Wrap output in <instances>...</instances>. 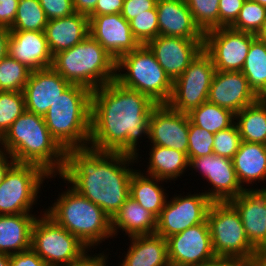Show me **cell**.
I'll list each match as a JSON object with an SVG mask.
<instances>
[{
    "instance_id": "83f0119b",
    "label": "cell",
    "mask_w": 266,
    "mask_h": 266,
    "mask_svg": "<svg viewBox=\"0 0 266 266\" xmlns=\"http://www.w3.org/2000/svg\"><path fill=\"white\" fill-rule=\"evenodd\" d=\"M157 217L129 197L111 219L114 238L121 232L128 237L155 234ZM118 232V233H117Z\"/></svg>"
},
{
    "instance_id": "816d5d0a",
    "label": "cell",
    "mask_w": 266,
    "mask_h": 266,
    "mask_svg": "<svg viewBox=\"0 0 266 266\" xmlns=\"http://www.w3.org/2000/svg\"><path fill=\"white\" fill-rule=\"evenodd\" d=\"M15 163V159L8 152L0 148V185L6 173Z\"/></svg>"
},
{
    "instance_id": "9a60e30c",
    "label": "cell",
    "mask_w": 266,
    "mask_h": 266,
    "mask_svg": "<svg viewBox=\"0 0 266 266\" xmlns=\"http://www.w3.org/2000/svg\"><path fill=\"white\" fill-rule=\"evenodd\" d=\"M167 247L170 266H201L216 258L206 220L168 237Z\"/></svg>"
},
{
    "instance_id": "b9f144b4",
    "label": "cell",
    "mask_w": 266,
    "mask_h": 266,
    "mask_svg": "<svg viewBox=\"0 0 266 266\" xmlns=\"http://www.w3.org/2000/svg\"><path fill=\"white\" fill-rule=\"evenodd\" d=\"M47 20L59 19L73 14V0H39Z\"/></svg>"
},
{
    "instance_id": "ffe728a7",
    "label": "cell",
    "mask_w": 266,
    "mask_h": 266,
    "mask_svg": "<svg viewBox=\"0 0 266 266\" xmlns=\"http://www.w3.org/2000/svg\"><path fill=\"white\" fill-rule=\"evenodd\" d=\"M258 99L241 71L216 70L209 90V102L237 114Z\"/></svg>"
},
{
    "instance_id": "7c38bea8",
    "label": "cell",
    "mask_w": 266,
    "mask_h": 266,
    "mask_svg": "<svg viewBox=\"0 0 266 266\" xmlns=\"http://www.w3.org/2000/svg\"><path fill=\"white\" fill-rule=\"evenodd\" d=\"M256 34L219 27L204 33L203 50L217 71H241Z\"/></svg>"
},
{
    "instance_id": "f6af8a7d",
    "label": "cell",
    "mask_w": 266,
    "mask_h": 266,
    "mask_svg": "<svg viewBox=\"0 0 266 266\" xmlns=\"http://www.w3.org/2000/svg\"><path fill=\"white\" fill-rule=\"evenodd\" d=\"M11 266H50L32 249L12 254L10 258Z\"/></svg>"
},
{
    "instance_id": "e575fe53",
    "label": "cell",
    "mask_w": 266,
    "mask_h": 266,
    "mask_svg": "<svg viewBox=\"0 0 266 266\" xmlns=\"http://www.w3.org/2000/svg\"><path fill=\"white\" fill-rule=\"evenodd\" d=\"M31 70L9 54L0 60V91L23 92Z\"/></svg>"
},
{
    "instance_id": "f907efd6",
    "label": "cell",
    "mask_w": 266,
    "mask_h": 266,
    "mask_svg": "<svg viewBox=\"0 0 266 266\" xmlns=\"http://www.w3.org/2000/svg\"><path fill=\"white\" fill-rule=\"evenodd\" d=\"M98 0H73L74 11L89 17Z\"/></svg>"
},
{
    "instance_id": "cb8c5ba5",
    "label": "cell",
    "mask_w": 266,
    "mask_h": 266,
    "mask_svg": "<svg viewBox=\"0 0 266 266\" xmlns=\"http://www.w3.org/2000/svg\"><path fill=\"white\" fill-rule=\"evenodd\" d=\"M46 40L52 55L70 49L89 35V18L83 14H73L49 20L45 28Z\"/></svg>"
},
{
    "instance_id": "e0dca14e",
    "label": "cell",
    "mask_w": 266,
    "mask_h": 266,
    "mask_svg": "<svg viewBox=\"0 0 266 266\" xmlns=\"http://www.w3.org/2000/svg\"><path fill=\"white\" fill-rule=\"evenodd\" d=\"M189 117L171 109L167 104L156 105L149 120L150 145L163 146L187 154Z\"/></svg>"
},
{
    "instance_id": "ee69618b",
    "label": "cell",
    "mask_w": 266,
    "mask_h": 266,
    "mask_svg": "<svg viewBox=\"0 0 266 266\" xmlns=\"http://www.w3.org/2000/svg\"><path fill=\"white\" fill-rule=\"evenodd\" d=\"M157 0H124L122 17L131 21L141 13H149L156 6Z\"/></svg>"
},
{
    "instance_id": "3957f363",
    "label": "cell",
    "mask_w": 266,
    "mask_h": 266,
    "mask_svg": "<svg viewBox=\"0 0 266 266\" xmlns=\"http://www.w3.org/2000/svg\"><path fill=\"white\" fill-rule=\"evenodd\" d=\"M0 148L16 163L36 164L49 175H60L66 151L51 136L44 116L25 111L0 138Z\"/></svg>"
},
{
    "instance_id": "4316f807",
    "label": "cell",
    "mask_w": 266,
    "mask_h": 266,
    "mask_svg": "<svg viewBox=\"0 0 266 266\" xmlns=\"http://www.w3.org/2000/svg\"><path fill=\"white\" fill-rule=\"evenodd\" d=\"M37 214L0 215V252L17 254L31 248V231Z\"/></svg>"
},
{
    "instance_id": "7402d4cb",
    "label": "cell",
    "mask_w": 266,
    "mask_h": 266,
    "mask_svg": "<svg viewBox=\"0 0 266 266\" xmlns=\"http://www.w3.org/2000/svg\"><path fill=\"white\" fill-rule=\"evenodd\" d=\"M8 54L31 71L52 65L53 55L44 31H10Z\"/></svg>"
},
{
    "instance_id": "ab89813d",
    "label": "cell",
    "mask_w": 266,
    "mask_h": 266,
    "mask_svg": "<svg viewBox=\"0 0 266 266\" xmlns=\"http://www.w3.org/2000/svg\"><path fill=\"white\" fill-rule=\"evenodd\" d=\"M189 144L187 156L191 158L207 156L213 153L214 134L201 129L189 120Z\"/></svg>"
},
{
    "instance_id": "6f0895ef",
    "label": "cell",
    "mask_w": 266,
    "mask_h": 266,
    "mask_svg": "<svg viewBox=\"0 0 266 266\" xmlns=\"http://www.w3.org/2000/svg\"><path fill=\"white\" fill-rule=\"evenodd\" d=\"M259 261L263 264V266H266V255H263Z\"/></svg>"
},
{
    "instance_id": "52a82bcc",
    "label": "cell",
    "mask_w": 266,
    "mask_h": 266,
    "mask_svg": "<svg viewBox=\"0 0 266 266\" xmlns=\"http://www.w3.org/2000/svg\"><path fill=\"white\" fill-rule=\"evenodd\" d=\"M115 80L147 95L157 105L167 104L172 95L173 81L147 45H140L116 61Z\"/></svg>"
},
{
    "instance_id": "5bb4252c",
    "label": "cell",
    "mask_w": 266,
    "mask_h": 266,
    "mask_svg": "<svg viewBox=\"0 0 266 266\" xmlns=\"http://www.w3.org/2000/svg\"><path fill=\"white\" fill-rule=\"evenodd\" d=\"M189 167V170L200 172L212 186L203 192L212 202H229L245 190L238 182L233 160L230 158L212 153L191 158Z\"/></svg>"
},
{
    "instance_id": "7bdbcfd3",
    "label": "cell",
    "mask_w": 266,
    "mask_h": 266,
    "mask_svg": "<svg viewBox=\"0 0 266 266\" xmlns=\"http://www.w3.org/2000/svg\"><path fill=\"white\" fill-rule=\"evenodd\" d=\"M246 0H219V27H230Z\"/></svg>"
},
{
    "instance_id": "6da1fadb",
    "label": "cell",
    "mask_w": 266,
    "mask_h": 266,
    "mask_svg": "<svg viewBox=\"0 0 266 266\" xmlns=\"http://www.w3.org/2000/svg\"><path fill=\"white\" fill-rule=\"evenodd\" d=\"M156 105L147 95L126 88L116 80L98 87L91 95L88 147L124 153L138 159V141L143 136L148 138L149 120Z\"/></svg>"
},
{
    "instance_id": "4fadbf2b",
    "label": "cell",
    "mask_w": 266,
    "mask_h": 266,
    "mask_svg": "<svg viewBox=\"0 0 266 266\" xmlns=\"http://www.w3.org/2000/svg\"><path fill=\"white\" fill-rule=\"evenodd\" d=\"M212 201L202 192L176 195L167 200L157 217V235L168 237L203 223Z\"/></svg>"
},
{
    "instance_id": "d4e9b609",
    "label": "cell",
    "mask_w": 266,
    "mask_h": 266,
    "mask_svg": "<svg viewBox=\"0 0 266 266\" xmlns=\"http://www.w3.org/2000/svg\"><path fill=\"white\" fill-rule=\"evenodd\" d=\"M129 239L130 246L119 266H170L167 239L156 233Z\"/></svg>"
},
{
    "instance_id": "f5cc1de1",
    "label": "cell",
    "mask_w": 266,
    "mask_h": 266,
    "mask_svg": "<svg viewBox=\"0 0 266 266\" xmlns=\"http://www.w3.org/2000/svg\"><path fill=\"white\" fill-rule=\"evenodd\" d=\"M10 29L0 26V60L8 55L9 52Z\"/></svg>"
},
{
    "instance_id": "d6986e66",
    "label": "cell",
    "mask_w": 266,
    "mask_h": 266,
    "mask_svg": "<svg viewBox=\"0 0 266 266\" xmlns=\"http://www.w3.org/2000/svg\"><path fill=\"white\" fill-rule=\"evenodd\" d=\"M229 203L239 213L251 245L266 255V189H247Z\"/></svg>"
},
{
    "instance_id": "7a4b0ae2",
    "label": "cell",
    "mask_w": 266,
    "mask_h": 266,
    "mask_svg": "<svg viewBox=\"0 0 266 266\" xmlns=\"http://www.w3.org/2000/svg\"><path fill=\"white\" fill-rule=\"evenodd\" d=\"M135 162L140 161L119 152L90 147L67 149L65 167L58 177L112 219L130 197V180L135 170L131 165Z\"/></svg>"
},
{
    "instance_id": "30bf717a",
    "label": "cell",
    "mask_w": 266,
    "mask_h": 266,
    "mask_svg": "<svg viewBox=\"0 0 266 266\" xmlns=\"http://www.w3.org/2000/svg\"><path fill=\"white\" fill-rule=\"evenodd\" d=\"M53 177L36 164L15 163L0 185V215L32 213L44 180Z\"/></svg>"
},
{
    "instance_id": "f35d334b",
    "label": "cell",
    "mask_w": 266,
    "mask_h": 266,
    "mask_svg": "<svg viewBox=\"0 0 266 266\" xmlns=\"http://www.w3.org/2000/svg\"><path fill=\"white\" fill-rule=\"evenodd\" d=\"M130 22L131 32L141 45L159 36L158 15L156 6L149 13H141Z\"/></svg>"
},
{
    "instance_id": "d590c367",
    "label": "cell",
    "mask_w": 266,
    "mask_h": 266,
    "mask_svg": "<svg viewBox=\"0 0 266 266\" xmlns=\"http://www.w3.org/2000/svg\"><path fill=\"white\" fill-rule=\"evenodd\" d=\"M25 111L23 92L0 91V138Z\"/></svg>"
},
{
    "instance_id": "44dd1931",
    "label": "cell",
    "mask_w": 266,
    "mask_h": 266,
    "mask_svg": "<svg viewBox=\"0 0 266 266\" xmlns=\"http://www.w3.org/2000/svg\"><path fill=\"white\" fill-rule=\"evenodd\" d=\"M70 85L52 67L31 71L23 90L26 110L44 116Z\"/></svg>"
},
{
    "instance_id": "11a10c76",
    "label": "cell",
    "mask_w": 266,
    "mask_h": 266,
    "mask_svg": "<svg viewBox=\"0 0 266 266\" xmlns=\"http://www.w3.org/2000/svg\"><path fill=\"white\" fill-rule=\"evenodd\" d=\"M10 258L11 255L0 252V266H11Z\"/></svg>"
},
{
    "instance_id": "4dcf8cb0",
    "label": "cell",
    "mask_w": 266,
    "mask_h": 266,
    "mask_svg": "<svg viewBox=\"0 0 266 266\" xmlns=\"http://www.w3.org/2000/svg\"><path fill=\"white\" fill-rule=\"evenodd\" d=\"M235 124L241 141L266 144V98H259L235 114Z\"/></svg>"
},
{
    "instance_id": "836d02e7",
    "label": "cell",
    "mask_w": 266,
    "mask_h": 266,
    "mask_svg": "<svg viewBox=\"0 0 266 266\" xmlns=\"http://www.w3.org/2000/svg\"><path fill=\"white\" fill-rule=\"evenodd\" d=\"M47 17L39 0H19L10 31H45Z\"/></svg>"
},
{
    "instance_id": "74e56055",
    "label": "cell",
    "mask_w": 266,
    "mask_h": 266,
    "mask_svg": "<svg viewBox=\"0 0 266 266\" xmlns=\"http://www.w3.org/2000/svg\"><path fill=\"white\" fill-rule=\"evenodd\" d=\"M265 19L266 7L257 2L246 0L230 28L256 34L261 29Z\"/></svg>"
},
{
    "instance_id": "681fc988",
    "label": "cell",
    "mask_w": 266,
    "mask_h": 266,
    "mask_svg": "<svg viewBox=\"0 0 266 266\" xmlns=\"http://www.w3.org/2000/svg\"><path fill=\"white\" fill-rule=\"evenodd\" d=\"M108 254L104 253H95L93 254H88L82 261L72 264V265H67V266H108L106 265L107 262L109 261Z\"/></svg>"
},
{
    "instance_id": "603a6c76",
    "label": "cell",
    "mask_w": 266,
    "mask_h": 266,
    "mask_svg": "<svg viewBox=\"0 0 266 266\" xmlns=\"http://www.w3.org/2000/svg\"><path fill=\"white\" fill-rule=\"evenodd\" d=\"M159 35L204 39L185 0H157Z\"/></svg>"
},
{
    "instance_id": "8d00e7d4",
    "label": "cell",
    "mask_w": 266,
    "mask_h": 266,
    "mask_svg": "<svg viewBox=\"0 0 266 266\" xmlns=\"http://www.w3.org/2000/svg\"><path fill=\"white\" fill-rule=\"evenodd\" d=\"M195 24L205 33L219 28V0H185Z\"/></svg>"
},
{
    "instance_id": "8fae6325",
    "label": "cell",
    "mask_w": 266,
    "mask_h": 266,
    "mask_svg": "<svg viewBox=\"0 0 266 266\" xmlns=\"http://www.w3.org/2000/svg\"><path fill=\"white\" fill-rule=\"evenodd\" d=\"M216 69L212 58L202 50L185 71L173 81V90L167 105L178 112L189 113L205 101Z\"/></svg>"
},
{
    "instance_id": "7dc6e473",
    "label": "cell",
    "mask_w": 266,
    "mask_h": 266,
    "mask_svg": "<svg viewBox=\"0 0 266 266\" xmlns=\"http://www.w3.org/2000/svg\"><path fill=\"white\" fill-rule=\"evenodd\" d=\"M124 0H98L90 16L110 15L121 13Z\"/></svg>"
},
{
    "instance_id": "f546056e",
    "label": "cell",
    "mask_w": 266,
    "mask_h": 266,
    "mask_svg": "<svg viewBox=\"0 0 266 266\" xmlns=\"http://www.w3.org/2000/svg\"><path fill=\"white\" fill-rule=\"evenodd\" d=\"M149 150L150 157L145 174L170 182L176 181L189 170V159L186 153L157 145H151Z\"/></svg>"
},
{
    "instance_id": "1f68e13d",
    "label": "cell",
    "mask_w": 266,
    "mask_h": 266,
    "mask_svg": "<svg viewBox=\"0 0 266 266\" xmlns=\"http://www.w3.org/2000/svg\"><path fill=\"white\" fill-rule=\"evenodd\" d=\"M241 72L255 94L259 98H266V43L257 37L250 45Z\"/></svg>"
},
{
    "instance_id": "bcb514c9",
    "label": "cell",
    "mask_w": 266,
    "mask_h": 266,
    "mask_svg": "<svg viewBox=\"0 0 266 266\" xmlns=\"http://www.w3.org/2000/svg\"><path fill=\"white\" fill-rule=\"evenodd\" d=\"M19 0H0V26L11 28L13 26Z\"/></svg>"
},
{
    "instance_id": "2e32d148",
    "label": "cell",
    "mask_w": 266,
    "mask_h": 266,
    "mask_svg": "<svg viewBox=\"0 0 266 266\" xmlns=\"http://www.w3.org/2000/svg\"><path fill=\"white\" fill-rule=\"evenodd\" d=\"M89 35L117 61L141 44L131 32L130 22L121 13L89 16Z\"/></svg>"
},
{
    "instance_id": "f1b7e54d",
    "label": "cell",
    "mask_w": 266,
    "mask_h": 266,
    "mask_svg": "<svg viewBox=\"0 0 266 266\" xmlns=\"http://www.w3.org/2000/svg\"><path fill=\"white\" fill-rule=\"evenodd\" d=\"M163 182L167 184L169 181L147 175L141 172L140 169H135L130 180V197L144 209L158 217L169 199L166 193L167 190L162 186Z\"/></svg>"
},
{
    "instance_id": "9f6ffc18",
    "label": "cell",
    "mask_w": 266,
    "mask_h": 266,
    "mask_svg": "<svg viewBox=\"0 0 266 266\" xmlns=\"http://www.w3.org/2000/svg\"><path fill=\"white\" fill-rule=\"evenodd\" d=\"M251 1L257 2L266 7V0H251Z\"/></svg>"
},
{
    "instance_id": "ac0fdd59",
    "label": "cell",
    "mask_w": 266,
    "mask_h": 266,
    "mask_svg": "<svg viewBox=\"0 0 266 266\" xmlns=\"http://www.w3.org/2000/svg\"><path fill=\"white\" fill-rule=\"evenodd\" d=\"M204 39L159 35L146 45L172 81L178 78L203 50Z\"/></svg>"
},
{
    "instance_id": "ba28073f",
    "label": "cell",
    "mask_w": 266,
    "mask_h": 266,
    "mask_svg": "<svg viewBox=\"0 0 266 266\" xmlns=\"http://www.w3.org/2000/svg\"><path fill=\"white\" fill-rule=\"evenodd\" d=\"M206 221L216 257L261 259L246 236L239 213L229 202H212Z\"/></svg>"
},
{
    "instance_id": "5b68a950",
    "label": "cell",
    "mask_w": 266,
    "mask_h": 266,
    "mask_svg": "<svg viewBox=\"0 0 266 266\" xmlns=\"http://www.w3.org/2000/svg\"><path fill=\"white\" fill-rule=\"evenodd\" d=\"M91 95L88 88L71 84L44 115L51 136L65 151L89 146Z\"/></svg>"
},
{
    "instance_id": "9c48e42d",
    "label": "cell",
    "mask_w": 266,
    "mask_h": 266,
    "mask_svg": "<svg viewBox=\"0 0 266 266\" xmlns=\"http://www.w3.org/2000/svg\"><path fill=\"white\" fill-rule=\"evenodd\" d=\"M31 248L50 266H67L82 261L90 251L75 235L45 213L35 219Z\"/></svg>"
},
{
    "instance_id": "60d3db41",
    "label": "cell",
    "mask_w": 266,
    "mask_h": 266,
    "mask_svg": "<svg viewBox=\"0 0 266 266\" xmlns=\"http://www.w3.org/2000/svg\"><path fill=\"white\" fill-rule=\"evenodd\" d=\"M241 142L238 127L234 123L232 126L214 134L213 153L233 159Z\"/></svg>"
},
{
    "instance_id": "680465c9",
    "label": "cell",
    "mask_w": 266,
    "mask_h": 266,
    "mask_svg": "<svg viewBox=\"0 0 266 266\" xmlns=\"http://www.w3.org/2000/svg\"><path fill=\"white\" fill-rule=\"evenodd\" d=\"M250 266H263V264L258 260L253 262Z\"/></svg>"
},
{
    "instance_id": "484cf974",
    "label": "cell",
    "mask_w": 266,
    "mask_h": 266,
    "mask_svg": "<svg viewBox=\"0 0 266 266\" xmlns=\"http://www.w3.org/2000/svg\"><path fill=\"white\" fill-rule=\"evenodd\" d=\"M232 160L238 182L243 189H254L249 187L252 183L266 181L265 144L242 141Z\"/></svg>"
},
{
    "instance_id": "d6a6232c",
    "label": "cell",
    "mask_w": 266,
    "mask_h": 266,
    "mask_svg": "<svg viewBox=\"0 0 266 266\" xmlns=\"http://www.w3.org/2000/svg\"><path fill=\"white\" fill-rule=\"evenodd\" d=\"M187 114L193 124L212 134H216L235 123V113L209 101H205Z\"/></svg>"
},
{
    "instance_id": "277c9868",
    "label": "cell",
    "mask_w": 266,
    "mask_h": 266,
    "mask_svg": "<svg viewBox=\"0 0 266 266\" xmlns=\"http://www.w3.org/2000/svg\"><path fill=\"white\" fill-rule=\"evenodd\" d=\"M43 213L75 235L89 250L113 238L110 217L68 185Z\"/></svg>"
},
{
    "instance_id": "c3c4849f",
    "label": "cell",
    "mask_w": 266,
    "mask_h": 266,
    "mask_svg": "<svg viewBox=\"0 0 266 266\" xmlns=\"http://www.w3.org/2000/svg\"><path fill=\"white\" fill-rule=\"evenodd\" d=\"M258 260L260 259L216 257L201 266H250L253 262Z\"/></svg>"
},
{
    "instance_id": "db71d44e",
    "label": "cell",
    "mask_w": 266,
    "mask_h": 266,
    "mask_svg": "<svg viewBox=\"0 0 266 266\" xmlns=\"http://www.w3.org/2000/svg\"><path fill=\"white\" fill-rule=\"evenodd\" d=\"M256 37L262 42L266 43V19L263 22L261 29L256 33Z\"/></svg>"
},
{
    "instance_id": "8992f818",
    "label": "cell",
    "mask_w": 266,
    "mask_h": 266,
    "mask_svg": "<svg viewBox=\"0 0 266 266\" xmlns=\"http://www.w3.org/2000/svg\"><path fill=\"white\" fill-rule=\"evenodd\" d=\"M51 67L70 84L91 91L116 79V61L90 35L53 55Z\"/></svg>"
}]
</instances>
